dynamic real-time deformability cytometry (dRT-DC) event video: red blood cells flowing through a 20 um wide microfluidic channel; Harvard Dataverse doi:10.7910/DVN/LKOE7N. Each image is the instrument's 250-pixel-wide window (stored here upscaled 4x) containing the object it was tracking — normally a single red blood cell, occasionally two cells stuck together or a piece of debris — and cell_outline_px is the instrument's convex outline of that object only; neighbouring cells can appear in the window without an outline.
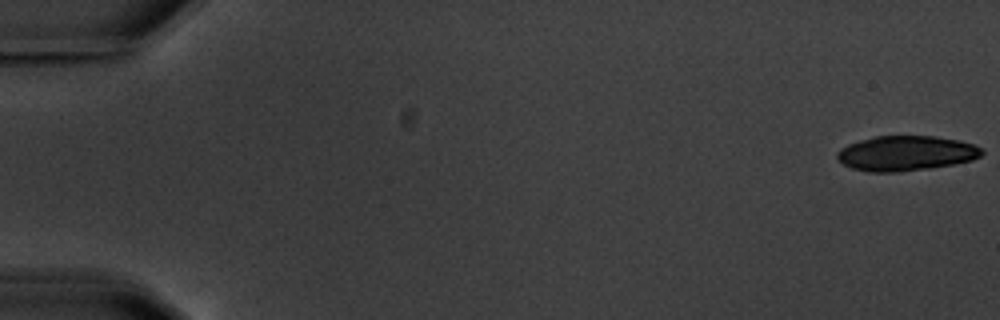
{"species": "common noctule bat (a hibernating species)", "species_latin": "Nyctalus noctula", "temperature_condition": "warm", "stored_images_in_passage": 5, "camera_frame_rate_fps": 3000, "um_per_image_px": 0.085, "animal": {"sex": "male", "body_mass_g": 20.1, "forearm_length_mm": 53.5}, "frame": {"image": 1, "passage_image": 1, "time_ms": 0.0, "image_size_px": [1000, 320], "cell_outline_px": [[984, 152], [980, 156], [972, 160], [952, 164], [928, 168], [896, 172], [868, 172], [852, 168], [844, 164], [836, 156], [836, 152], [840, 148], [848, 144], [860, 140], [876, 136], [936, 136], [960, 140], [976, 144]], "centroid_in_image_um": [77.01, 13.02], "position_along_channel_um": 8.0, "area_um2": 29.48}}